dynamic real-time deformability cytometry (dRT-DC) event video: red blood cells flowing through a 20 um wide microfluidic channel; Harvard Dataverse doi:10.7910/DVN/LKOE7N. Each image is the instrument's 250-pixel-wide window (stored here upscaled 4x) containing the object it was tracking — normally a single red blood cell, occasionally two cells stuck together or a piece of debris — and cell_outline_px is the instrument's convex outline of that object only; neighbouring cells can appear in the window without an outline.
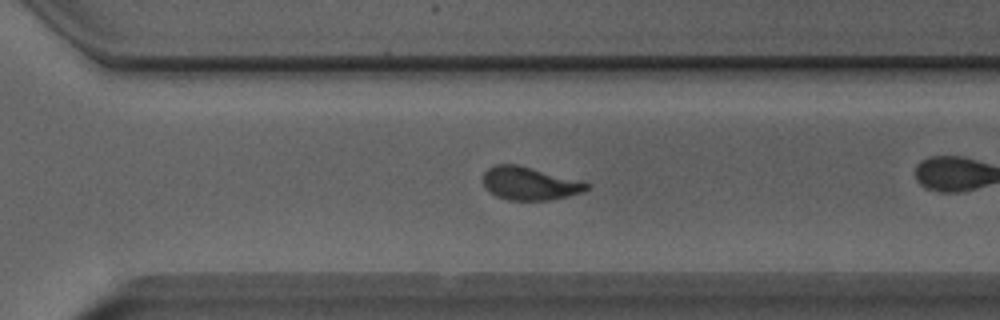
{"species": "Egyptian fruit bat (a non-hibernating species)", "species_latin": "Rousettus aegyptiacus", "temperature_condition": "room temperature", "stored_images_in_passage": 41, "camera_frame_rate_fps": 3000, "um_per_image_px": 0.085, "animal": {"sex": "male"}, "frame": {"image": 1, "passage_image": 35, "time_ms": 11.333, "image_size_px": [1000, 320], "cell_outline_px": [[592, 184], [584, 192], [552, 200], [508, 200], [496, 196], [488, 192], [484, 188], [484, 172], [488, 168], [496, 164], [516, 164], [584, 180]], "centroid_in_image_um": [45.07, 15.59], "position_along_channel_um": 325.5, "area_um2": 20.4}}